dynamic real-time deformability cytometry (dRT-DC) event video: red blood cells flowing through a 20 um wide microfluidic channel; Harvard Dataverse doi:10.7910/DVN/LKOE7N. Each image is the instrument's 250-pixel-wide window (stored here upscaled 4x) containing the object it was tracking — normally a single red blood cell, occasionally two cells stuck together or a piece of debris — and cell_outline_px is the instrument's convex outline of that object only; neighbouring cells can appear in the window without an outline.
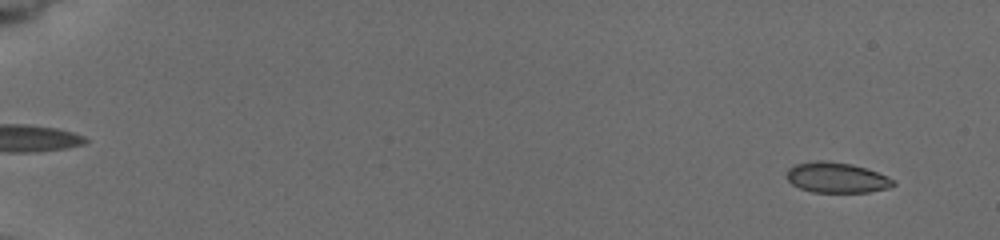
{"species": "common noctule bat (a hibernating species)", "species_latin": "Nyctalus noctula", "temperature_condition": "cold", "stored_images_in_passage": 27, "camera_frame_rate_fps": 3000, "um_per_image_px": 0.085, "animal": {"sex": "female", "body_mass_g": 19.5, "forearm_length_mm": 54.1}, "frame": {"image": 1, "passage_image": 1, "time_ms": 0.0, "image_size_px": [1000, 240], "cell_outline_px": [[896, 184], [888, 188], [868, 192], [812, 192], [800, 188], [792, 184], [788, 180], [788, 168], [796, 164], [816, 160], [828, 160], [852, 164], [888, 176], [896, 180]], "centroid_in_image_um": [71.13, 15.09], "position_along_channel_um": 13.9, "area_um2": 18.9}}
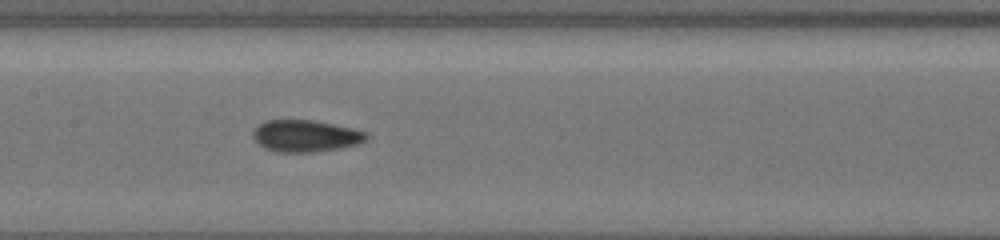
{"frame": {"image": 2, "passage_image": 16, "time_ms": 8.667, "image_size_px": [1000, 240], "cell_outline_px": [[368, 136], [364, 140], [356, 144], [340, 148], [312, 152], [276, 152], [264, 148], [252, 136], [252, 132], [264, 120], [312, 120], [352, 128], [368, 132]], "centroid_in_image_um": [25.95, 11.55], "position_along_channel_um": 181.4, "area_um2": 20.87}}
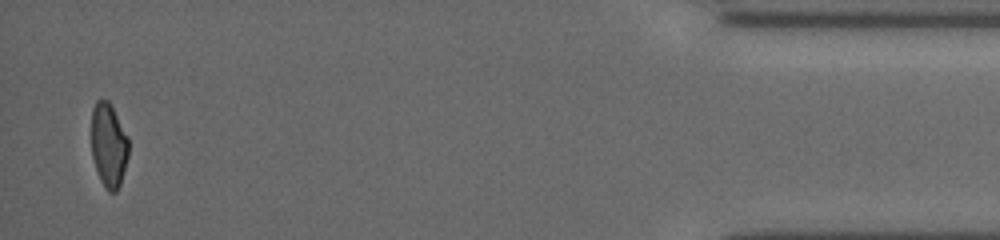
{"frame": {"image": 3, "passage_image": 27, "time_ms": 16.667, "image_size_px": [1000, 240], "cell_outline_px": [[128, 156], [120, 184], [116, 192], [108, 192], [104, 188], [100, 180], [92, 156], [92, 108], [96, 100], [108, 100], [112, 104], [128, 136]], "centroid_in_image_um": [9.24, 12.32], "position_along_channel_um": 426.0, "area_um2": 18.38}, "authors_computed_cell_mechanics": {"area_um2": 20.4034, "velocity_mm_per_s": 3.9014, "shape_relaxation_time_tau1_ms": 6.8579, "shape_relaxation_time_tau2_ms": 2.3927, "deformation_change_tau1": 0.1259, "deformation_change_tau2": 0.0574}}